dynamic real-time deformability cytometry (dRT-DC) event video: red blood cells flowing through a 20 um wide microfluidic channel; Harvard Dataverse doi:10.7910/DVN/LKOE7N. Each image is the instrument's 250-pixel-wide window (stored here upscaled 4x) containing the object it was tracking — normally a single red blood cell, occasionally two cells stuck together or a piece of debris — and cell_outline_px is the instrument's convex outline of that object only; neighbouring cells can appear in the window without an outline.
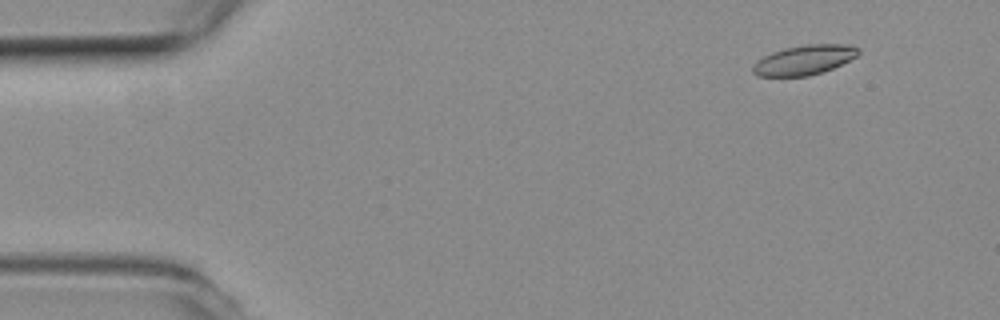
{"species": "common noctule bat (a hibernating species)", "species_latin": "Nyctalus noctula", "temperature_condition": "room temperature", "stored_images_in_passage": 4, "camera_frame_rate_fps": 3000, "um_per_image_px": 0.085, "animal": {"sex": "female", "body_mass_g": 19.3, "forearm_length_mm": 54.1}, "frame": {"image": 1, "passage_image": 1, "time_ms": 0.0, "image_size_px": [1000, 320], "cell_outline_px": [[860, 52], [856, 56], [832, 68], [808, 76], [756, 76], [752, 72], [752, 68], [764, 56], [772, 52], [784, 48], [808, 44], [844, 44], [860, 48]], "centroid_in_image_um": [68.36, 5.09], "position_along_channel_um": 16.6, "area_um2": 17.92}}
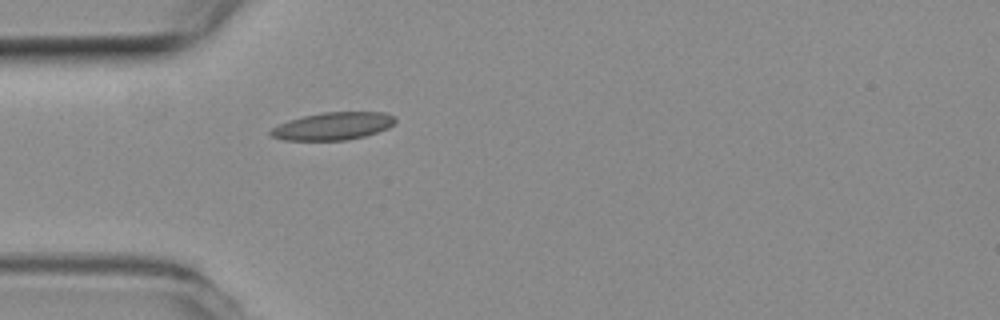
{"frame": {"image": 2, "passage_image": 4, "time_ms": 1.0, "image_size_px": [1000, 320], "cell_outline_px": [[396, 120], [388, 128], [364, 136], [348, 140], [284, 140], [272, 136], [268, 132], [272, 128], [288, 120], [304, 116], [324, 112], [384, 112], [396, 116]], "centroid_in_image_um": [28.31, 10.71], "position_along_channel_um": 56.7, "area_um2": 19.94}}